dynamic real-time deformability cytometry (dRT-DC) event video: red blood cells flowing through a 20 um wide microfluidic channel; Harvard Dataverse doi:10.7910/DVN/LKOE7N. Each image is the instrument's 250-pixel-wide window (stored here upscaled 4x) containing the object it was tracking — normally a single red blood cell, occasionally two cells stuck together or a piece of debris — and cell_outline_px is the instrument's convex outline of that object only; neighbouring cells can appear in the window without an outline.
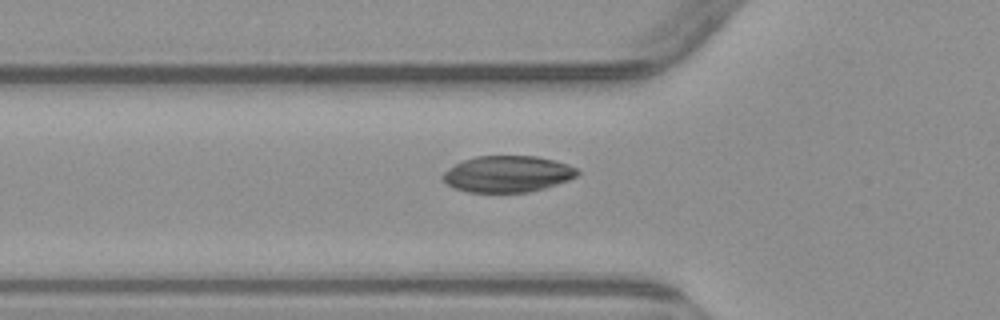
{"species": "common noctule bat (a hibernating species)", "species_latin": "Nyctalus noctula", "temperature_condition": "warm", "stored_images_in_passage": 4, "camera_frame_rate_fps": 3000, "um_per_image_px": 0.085, "animal": {"sex": "male", "body_mass_g": 23.1, "forearm_length_mm": 52.7}, "frame": {"image": 1, "passage_image": 4, "time_ms": 4.333, "image_size_px": [1000, 320], "cell_outline_px": [[580, 172], [576, 176], [568, 180], [544, 188], [528, 192], [468, 192], [456, 188], [448, 184], [440, 176], [444, 172], [456, 164], [464, 160], [476, 156], [536, 156], [556, 160], [568, 164], [576, 168]], "centroid_in_image_um": [43.16, 14.78], "position_along_channel_um": 82.6, "area_um2": 28.38}}